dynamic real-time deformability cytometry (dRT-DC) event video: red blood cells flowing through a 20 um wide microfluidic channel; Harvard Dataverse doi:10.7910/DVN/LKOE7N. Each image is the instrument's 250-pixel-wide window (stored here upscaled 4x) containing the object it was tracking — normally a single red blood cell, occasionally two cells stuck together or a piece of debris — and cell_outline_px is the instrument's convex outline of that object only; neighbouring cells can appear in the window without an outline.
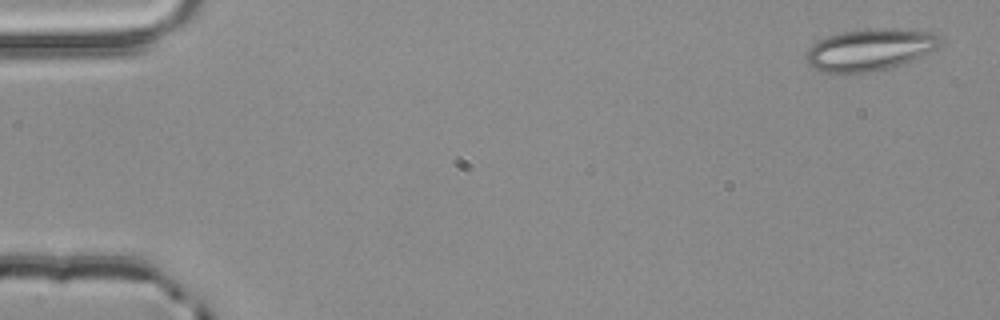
{"species": "common noctule bat (a hibernating species)", "species_latin": "Nyctalus noctula", "temperature_condition": "room temperature", "stored_images_in_passage": 54, "camera_frame_rate_fps": 3000, "um_per_image_px": 0.085, "animal": {"sex": "male", "body_mass_g": 20.4}, "frame": {"image": 1, "passage_image": 2, "time_ms": 0.333, "image_size_px": [1000, 320], "cell_outline_px": [[944, 40], [936, 48], [920, 56], [900, 64], [888, 68], [868, 72], [824, 72], [808, 64], [808, 48], [812, 44], [828, 36], [840, 32], [868, 28], [876, 28], [932, 32], [944, 36]], "centroid_in_image_um": [73.97, 4.2], "position_along_channel_um": 11.0, "area_um2": 32.14}}
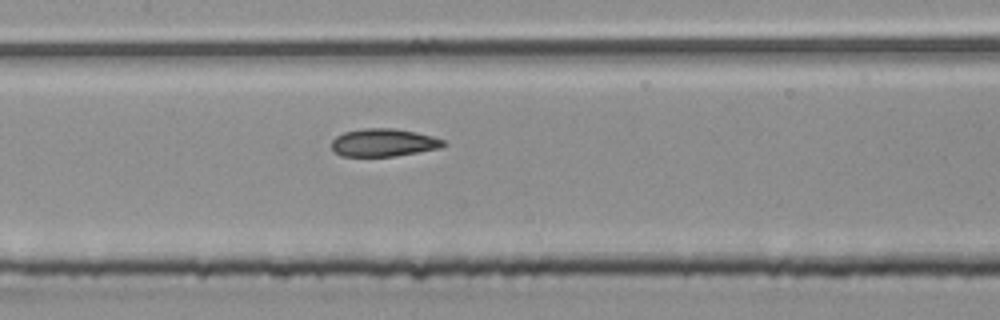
{"frame": {"image": 2, "passage_image": 26, "time_ms": 8.333, "image_size_px": [1000, 320], "cell_outline_px": [[448, 144], [444, 148], [392, 156], [340, 156], [332, 148], [332, 140], [336, 136], [344, 132], [364, 128], [396, 128], [416, 132], [432, 136], [444, 140]], "centroid_in_image_um": [32.65, 12.11], "position_along_channel_um": 174.8, "area_um2": 18.26}}
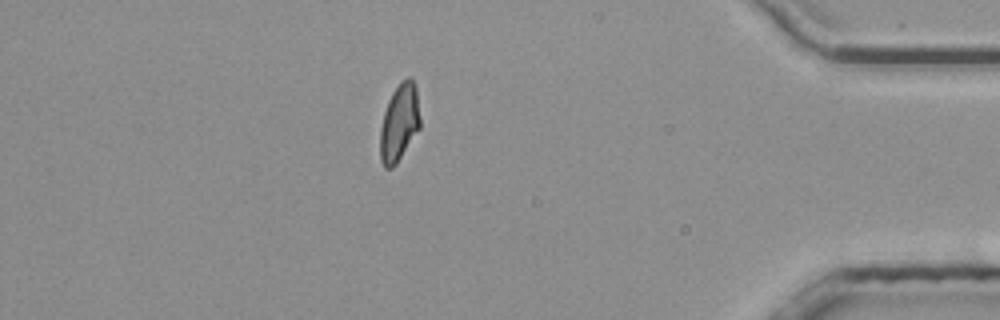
{"frame": {"image": 3, "passage_image": 47, "time_ms": 15.333, "image_size_px": [1000, 320], "cell_outline_px": [[420, 128], [396, 164], [392, 168], [384, 168], [380, 160], [380, 128], [384, 112], [388, 100], [392, 92], [400, 80], [408, 76], [412, 80], [416, 88], [420, 116]], "centroid_in_image_um": [33.93, 10.42], "position_along_channel_um": 401.3, "area_um2": 18.15}, "authors_computed_cell_mechanics": {"area_um2": 18.7272, "velocity_mm_per_s": 3.8429, "shape_relaxation_time_tau1_ms": null, "shape_relaxation_time_tau2_ms": 1.7954, "deformation_change_tau1": null, "deformation_change_tau2": 0.074}}